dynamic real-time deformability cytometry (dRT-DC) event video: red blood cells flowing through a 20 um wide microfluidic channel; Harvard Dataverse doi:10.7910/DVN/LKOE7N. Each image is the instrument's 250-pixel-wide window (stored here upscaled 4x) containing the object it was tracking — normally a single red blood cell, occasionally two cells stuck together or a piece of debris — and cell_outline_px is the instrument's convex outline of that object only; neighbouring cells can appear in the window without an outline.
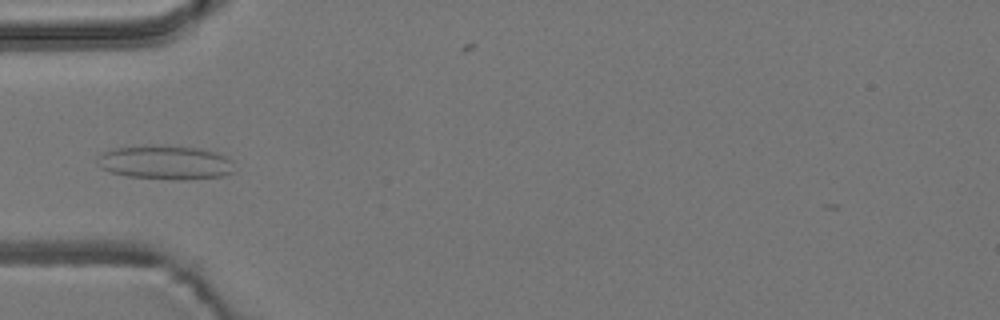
{"species": "common noctule bat (a hibernating species)", "species_latin": "Nyctalus noctula", "temperature_condition": "room temperature", "stored_images_in_passage": 9, "camera_frame_rate_fps": 3000, "um_per_image_px": 0.085, "animal": {"sex": "male", "body_mass_g": 19.2, "forearm_length_mm": 51.8}, "frame": {"image": 1, "passage_image": 2, "time_ms": 0.333, "image_size_px": [1000, 320], "cell_outline_px": [[232, 172], [224, 176], [184, 180], [172, 180], [128, 176], [112, 172], [100, 168], [96, 164], [96, 160], [104, 152], [112, 148], [144, 144], [160, 144], [200, 148], [224, 156], [232, 160]], "centroid_in_image_um": [14.01, 13.79], "position_along_channel_um": 71.0, "area_um2": 27.57}}
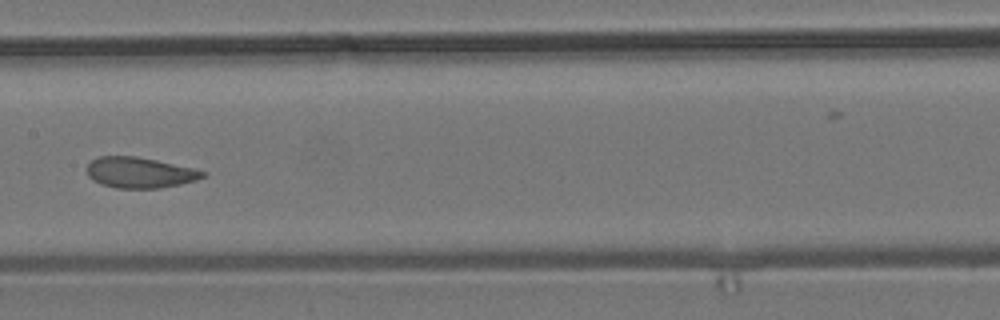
{"frame": {"image": 2, "passage_image": 5, "time_ms": 1.333, "image_size_px": [1000, 320], "cell_outline_px": [[204, 176], [196, 180], [180, 184], [160, 188], [116, 188], [100, 184], [92, 180], [88, 176], [88, 164], [96, 156], [136, 156], [156, 160], [192, 168], [204, 172]], "centroid_in_image_um": [11.82, 14.67], "position_along_channel_um": 195.6, "area_um2": 20.58}}
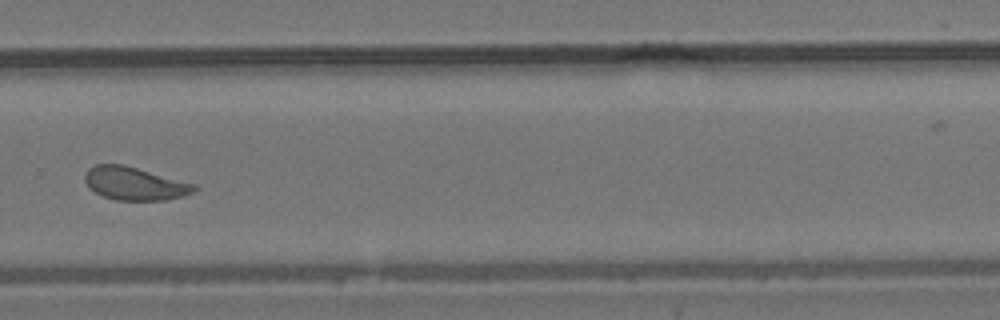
{"frame": {"image": 3, "passage_image": 8, "time_ms": 2.333, "image_size_px": [1000, 320], "cell_outline_px": [[200, 188], [184, 196], [164, 200], [116, 200], [104, 196], [88, 188], [84, 180], [84, 176], [88, 168], [96, 164], [124, 164], [196, 184]], "centroid_in_image_um": [11.45, 15.59], "position_along_channel_um": 318.4, "area_um2": 21.21}}